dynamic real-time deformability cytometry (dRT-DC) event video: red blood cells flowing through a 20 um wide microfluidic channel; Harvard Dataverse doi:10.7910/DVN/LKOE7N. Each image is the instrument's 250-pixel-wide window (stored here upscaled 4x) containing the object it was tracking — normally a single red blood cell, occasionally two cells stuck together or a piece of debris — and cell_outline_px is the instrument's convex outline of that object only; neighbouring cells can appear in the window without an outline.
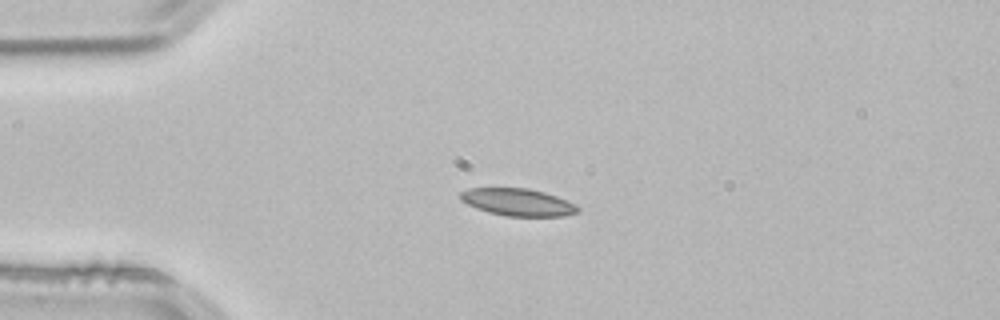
{"species": "common noctule bat (a hibernating species)", "species_latin": "Nyctalus noctula", "temperature_condition": "room temperature", "stored_images_in_passage": 41, "camera_frame_rate_fps": 3000, "um_per_image_px": 0.085, "animal": {"sex": "male", "body_mass_g": 21.5, "forearm_length_mm": 52.0}, "frame": {"image": 1, "passage_image": 1, "time_ms": 0.0, "image_size_px": [1000, 320], "cell_outline_px": [[580, 208], [576, 212], [564, 216], [504, 216], [488, 212], [476, 208], [460, 200], [460, 192], [468, 188], [528, 188], [544, 192], [556, 196], [576, 204]], "centroid_in_image_um": [44.0, 17.18], "position_along_channel_um": 41.0, "area_um2": 18.67}}
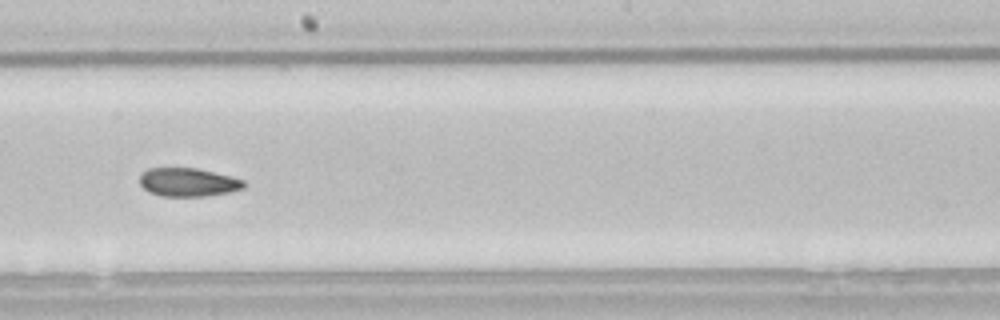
{"frame": {"image": 2, "passage_image": 18, "time_ms": 5.667, "image_size_px": [1000, 320], "cell_outline_px": [[248, 184], [244, 188], [228, 192], [208, 196], [160, 196], [148, 192], [140, 184], [140, 176], [148, 168], [196, 168], [232, 176], [244, 180]], "centroid_in_image_um": [16.02, 15.49], "position_along_channel_um": 232.2, "area_um2": 17.4}}
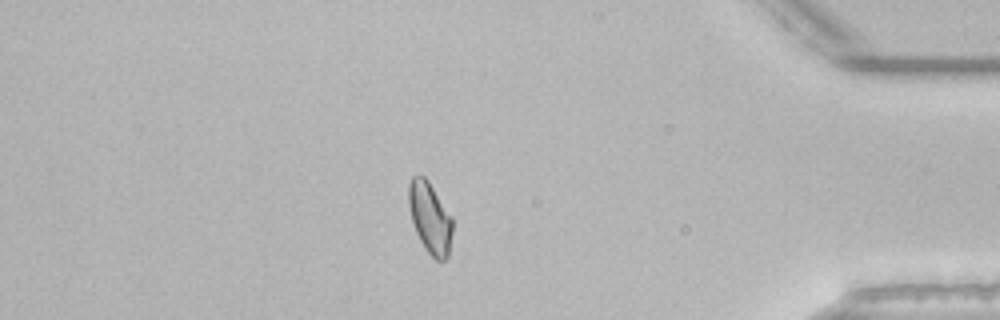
{"frame": {"image": 3, "passage_image": 34, "time_ms": 11.0, "image_size_px": [1000, 320], "cell_outline_px": [[452, 232], [448, 256], [444, 260], [436, 260], [424, 248], [416, 232], [412, 220], [408, 204], [408, 184], [412, 176], [424, 176], [428, 180], [452, 216]], "centroid_in_image_um": [36.54, 18.5], "position_along_channel_um": 398.7, "area_um2": 18.15}, "authors_computed_cell_mechanics": {"area_um2": 18.207, "velocity_mm_per_s": 3.8313, "shape_relaxation_time_tau1_ms": null, "shape_relaxation_time_tau2_ms": 3.492, "deformation_change_tau1": null, "deformation_change_tau2": 0.0776}}